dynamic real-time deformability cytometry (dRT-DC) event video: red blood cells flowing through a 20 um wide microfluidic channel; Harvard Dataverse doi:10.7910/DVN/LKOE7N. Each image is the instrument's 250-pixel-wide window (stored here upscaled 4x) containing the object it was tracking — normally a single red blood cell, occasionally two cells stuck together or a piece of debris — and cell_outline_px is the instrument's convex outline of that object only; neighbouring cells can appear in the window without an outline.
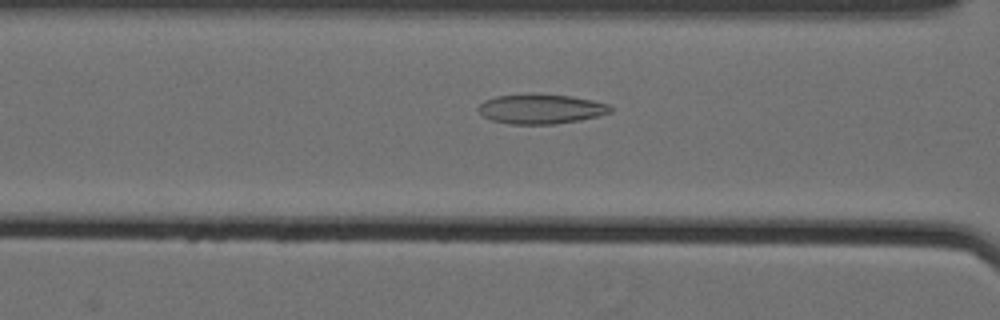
{"species": "Egyptian fruit bat (a non-hibernating species)", "species_latin": "Rousettus aegyptiacus", "temperature_condition": "cold", "stored_images_in_passage": 46, "camera_frame_rate_fps": 3000, "um_per_image_px": 0.085, "animal": {"sex": "female"}, "frame": {"image": 1, "passage_image": 14, "time_ms": 4.333, "image_size_px": [1000, 320], "cell_outline_px": [[612, 112], [600, 116], [580, 120], [556, 124], [512, 124], [492, 120], [484, 116], [476, 108], [484, 100], [496, 96], [568, 96], [592, 100], [608, 104], [612, 108]], "centroid_in_image_um": [46.01, 9.3], "position_along_channel_um": 120.6, "area_um2": 22.14}}
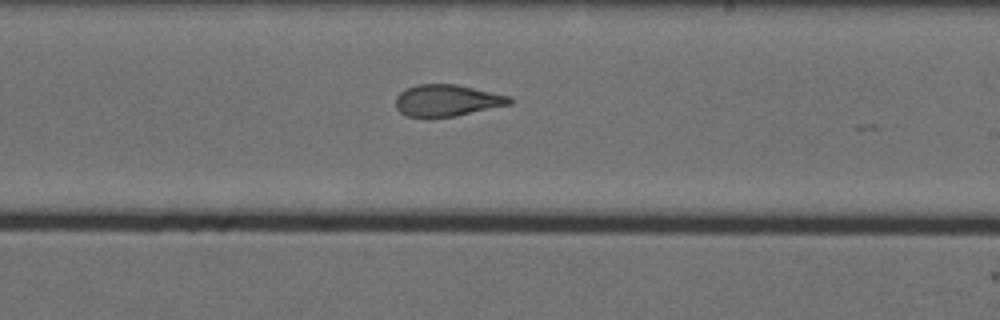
{"frame": {"image": 2, "passage_image": 25, "time_ms": 8.0, "image_size_px": [1000, 320], "cell_outline_px": [[512, 104], [456, 116], [408, 116], [400, 112], [396, 108], [396, 96], [400, 92], [416, 84], [456, 84], [512, 96]], "centroid_in_image_um": [38.04, 8.52], "position_along_channel_um": 251.0, "area_um2": 20.92}}
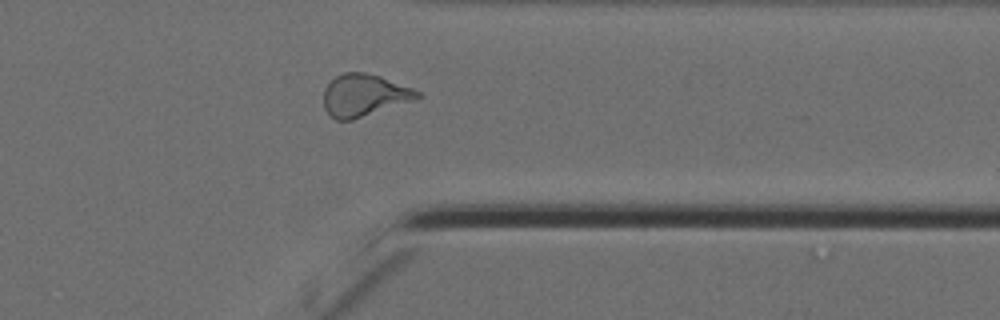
{"frame": {"image": 3, "passage_image": 36, "time_ms": 11.667, "image_size_px": [1000, 320], "cell_outline_px": [[424, 96], [416, 100], [352, 120], [336, 120], [324, 108], [324, 88], [336, 76], [344, 72], [364, 72], [380, 76], [412, 88], [420, 92]], "centroid_in_image_um": [30.98, 8.1], "position_along_channel_um": 380.4, "area_um2": 23.06}, "authors_computed_cell_mechanics": {"area_um2": 22.6576, "velocity_mm_per_s": 3.5571, "shape_relaxation_time_tau1_ms": null, "shape_relaxation_time_tau2_ms": 1.8656, "deformation_change_tau1": null, "deformation_change_tau2": 0.1}}